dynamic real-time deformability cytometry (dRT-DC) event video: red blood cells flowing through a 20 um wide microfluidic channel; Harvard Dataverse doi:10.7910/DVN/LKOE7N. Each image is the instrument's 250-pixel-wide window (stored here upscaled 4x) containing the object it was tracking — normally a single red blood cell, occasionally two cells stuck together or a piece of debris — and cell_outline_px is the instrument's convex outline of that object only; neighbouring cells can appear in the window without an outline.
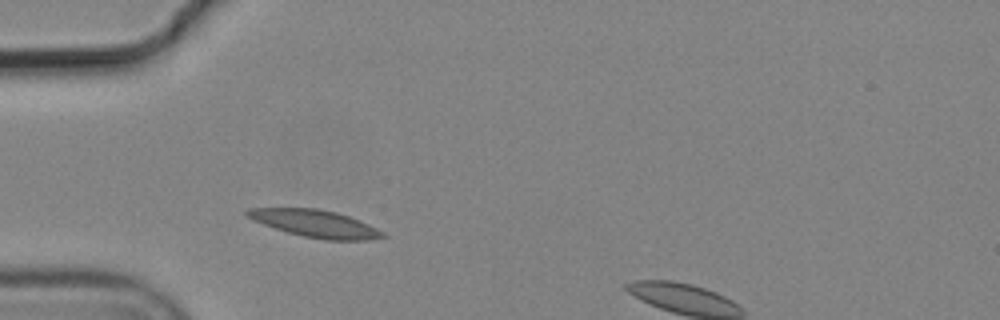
{"species": "common noctule bat (a hibernating species)", "species_latin": "Nyctalus noctula", "temperature_condition": "cold", "stored_images_in_passage": 2, "segment_of_instrument_passage": [1, 2], "camera_frame_rate_fps": 3000, "um_per_image_px": 0.085, "animal": {"sex": "male", "body_mass_g": 19.2, "forearm_length_mm": 51.8}, "frame": {"image": 1, "passage_image": 1, "time_ms": 0.0, "image_size_px": [1000, 320], "cell_outline_px": [[388, 236], [368, 240], [324, 240], [304, 236], [288, 232], [252, 220], [244, 212], [248, 208], [316, 208], [336, 212], [360, 220], [384, 232]], "centroid_in_image_um": [26.82, 19.0], "position_along_channel_um": 58.2, "area_um2": 21.39}}